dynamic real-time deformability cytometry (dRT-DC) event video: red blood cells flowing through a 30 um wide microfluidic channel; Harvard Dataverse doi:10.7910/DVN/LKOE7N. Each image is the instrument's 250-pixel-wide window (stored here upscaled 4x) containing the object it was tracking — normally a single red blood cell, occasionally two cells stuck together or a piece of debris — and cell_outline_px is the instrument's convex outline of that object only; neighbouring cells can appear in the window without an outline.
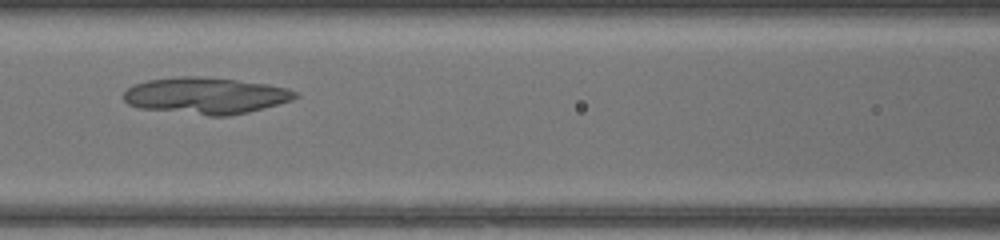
{"species": "common noctule bat (a hibernating species)", "species_latin": "Nyctalus noctula", "temperature_condition": "warm", "stored_images_in_passage": 36, "camera_frame_rate_fps": 3000, "um_per_image_px": 0.085, "animal": {"sex": "female", "body_mass_g": 17.0, "forearm_length_mm": 48.0}, "frame": {"image": 1, "passage_image": 12, "time_ms": 3.667, "image_size_px": [1000, 240], "cell_outline_px": [[300, 96], [292, 100], [248, 112], [228, 116], [208, 116], [140, 108], [128, 104], [124, 100], [124, 92], [132, 84], [148, 80], [176, 76], [200, 76], [236, 80], [268, 84], [288, 88], [296, 92]], "centroid_in_image_um": [17.48, 8.12], "position_along_channel_um": 149.1, "area_um2": 36.65}}
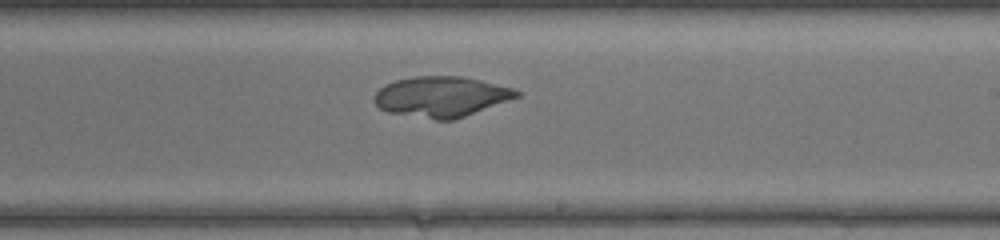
{"frame": {"image": 2, "passage_image": 19, "time_ms": 6.0, "image_size_px": [1000, 240], "cell_outline_px": [[520, 96], [464, 116], [452, 120], [436, 120], [388, 112], [380, 108], [372, 100], [372, 96], [384, 84], [396, 80], [416, 76], [460, 76], [480, 80], [516, 88], [520, 92]], "centroid_in_image_um": [37.49, 8.21], "position_along_channel_um": 251.5, "area_um2": 33.52}}
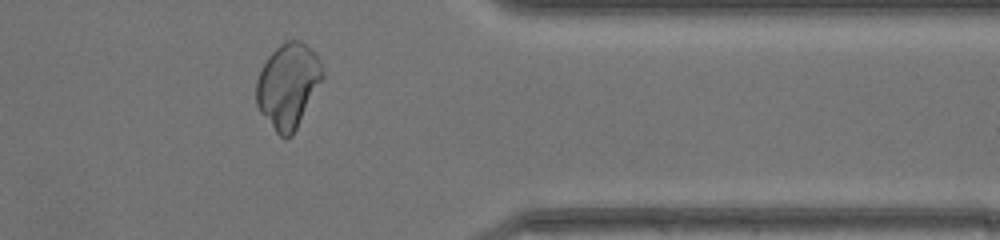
{"frame": {"image": 3, "passage_image": 29, "time_ms": 9.333, "image_size_px": [1000, 240], "cell_outline_px": [[324, 80], [292, 136], [280, 136], [276, 132], [260, 112], [256, 104], [256, 80], [268, 56], [280, 44], [288, 40], [300, 40], [308, 44], [316, 52], [320, 60], [324, 76]], "centroid_in_image_um": [24.52, 7.25], "position_along_channel_um": 386.9, "area_um2": 32.95}}